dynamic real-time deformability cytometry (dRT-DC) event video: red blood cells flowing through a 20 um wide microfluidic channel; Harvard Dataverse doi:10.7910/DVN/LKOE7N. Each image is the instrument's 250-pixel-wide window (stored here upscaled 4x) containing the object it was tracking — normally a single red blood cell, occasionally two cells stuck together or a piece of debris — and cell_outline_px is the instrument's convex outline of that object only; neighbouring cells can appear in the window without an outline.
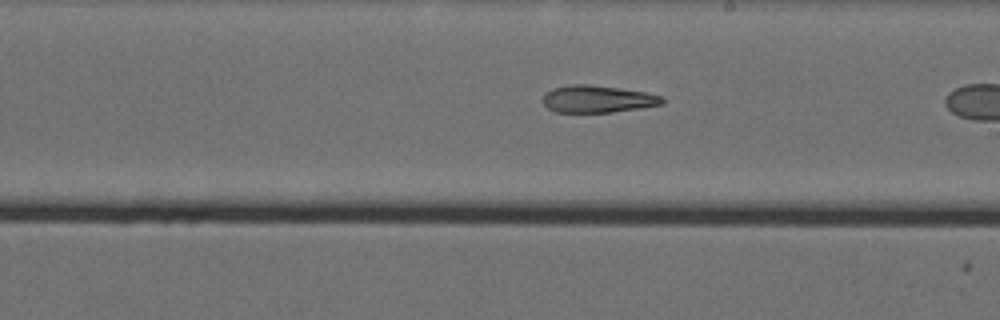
{"species": "Egyptian fruit bat (a non-hibernating species)", "species_latin": "Rousettus aegyptiacus", "temperature_condition": "cold", "stored_images_in_passage": 32, "camera_frame_rate_fps": 3000, "um_per_image_px": 0.085, "animal": {"sex": "female"}, "frame": {"image": 1, "passage_image": 19, "time_ms": 6.0, "image_size_px": [1000, 320], "cell_outline_px": [[664, 104], [640, 108], [612, 112], [556, 112], [548, 108], [540, 100], [544, 92], [552, 88], [572, 84], [588, 84], [644, 92], [664, 96]], "centroid_in_image_um": [50.75, 8.41], "position_along_channel_um": 238.2, "area_um2": 19.02}}
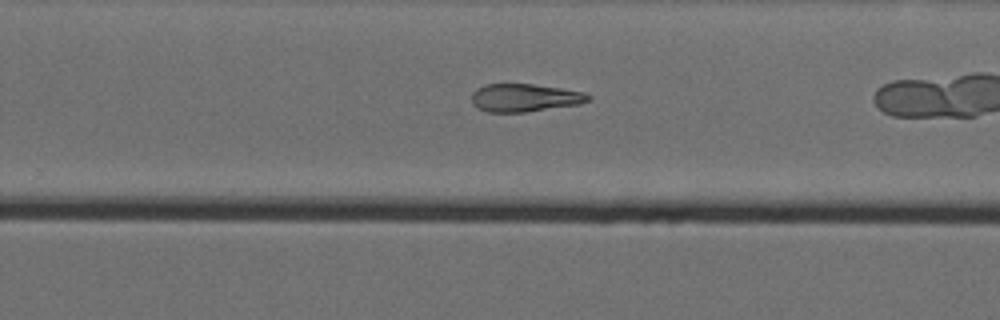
{"frame": {"image": 2, "passage_image": 23, "time_ms": 7.333, "image_size_px": [1000, 320], "cell_outline_px": [[592, 96], [588, 100], [580, 104], [524, 112], [488, 112], [476, 108], [472, 104], [472, 92], [476, 88], [484, 84], [532, 84], [560, 88], [584, 92]], "centroid_in_image_um": [44.55, 8.31], "position_along_channel_um": 285.2, "area_um2": 19.02}}